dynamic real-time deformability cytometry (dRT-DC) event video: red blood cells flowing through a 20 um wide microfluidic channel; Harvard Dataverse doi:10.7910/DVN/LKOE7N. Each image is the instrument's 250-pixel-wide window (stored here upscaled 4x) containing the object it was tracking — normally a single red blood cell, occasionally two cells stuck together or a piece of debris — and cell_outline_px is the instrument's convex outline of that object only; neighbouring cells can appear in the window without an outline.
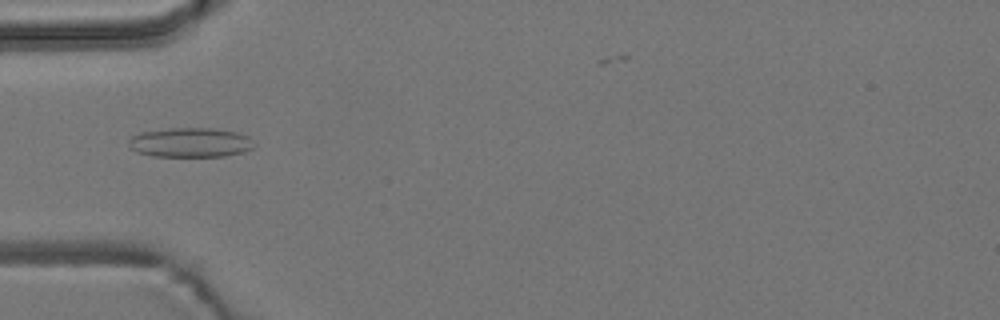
{"species": "common noctule bat (a hibernating species)", "species_latin": "Nyctalus noctula", "temperature_condition": "room temperature", "stored_images_in_passage": 8, "camera_frame_rate_fps": 3000, "um_per_image_px": 0.085, "animal": {"sex": "male", "body_mass_g": 19.2, "forearm_length_mm": 51.8}, "frame": {"image": 1, "passage_image": 5, "time_ms": 1.333, "image_size_px": [1000, 320], "cell_outline_px": [[256, 144], [252, 148], [244, 152], [224, 156], [152, 156], [136, 152], [128, 148], [128, 140], [132, 136], [140, 132], [168, 128], [212, 128], [236, 132], [248, 136]], "centroid_in_image_um": [16.15, 12.11], "position_along_channel_um": 68.9, "area_um2": 21.79}}
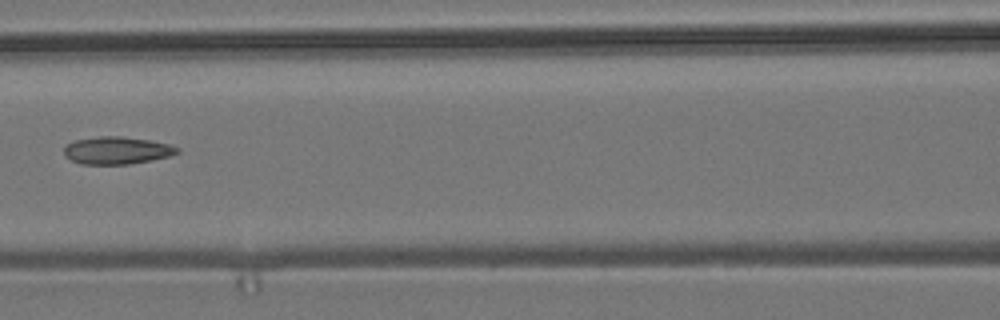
{"frame": {"image": 2, "passage_image": 7, "time_ms": 2.0, "image_size_px": [1000, 320], "cell_outline_px": [[180, 152], [168, 156], [152, 160], [128, 164], [80, 164], [72, 160], [64, 152], [64, 144], [76, 140], [100, 136], [120, 136], [148, 140], [168, 144], [180, 148]], "centroid_in_image_um": [9.93, 12.78], "position_along_channel_um": 156.7, "area_um2": 17.98}}
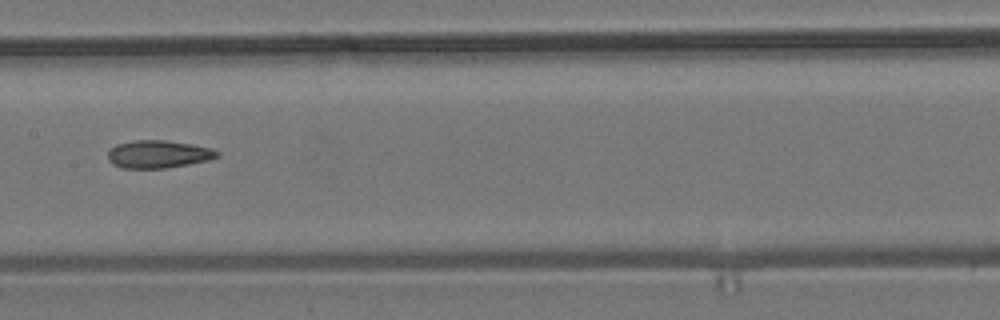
{"frame": {"image": 3, "passage_image": 8, "time_ms": 2.333, "image_size_px": [1000, 320], "cell_outline_px": [[220, 156], [208, 160], [188, 164], [164, 168], [124, 168], [112, 164], [108, 160], [108, 148], [116, 144], [132, 140], [168, 140], [192, 144], [212, 148], [220, 152]], "centroid_in_image_um": [13.44, 13.09], "position_along_channel_um": 194.0, "area_um2": 17.86}}